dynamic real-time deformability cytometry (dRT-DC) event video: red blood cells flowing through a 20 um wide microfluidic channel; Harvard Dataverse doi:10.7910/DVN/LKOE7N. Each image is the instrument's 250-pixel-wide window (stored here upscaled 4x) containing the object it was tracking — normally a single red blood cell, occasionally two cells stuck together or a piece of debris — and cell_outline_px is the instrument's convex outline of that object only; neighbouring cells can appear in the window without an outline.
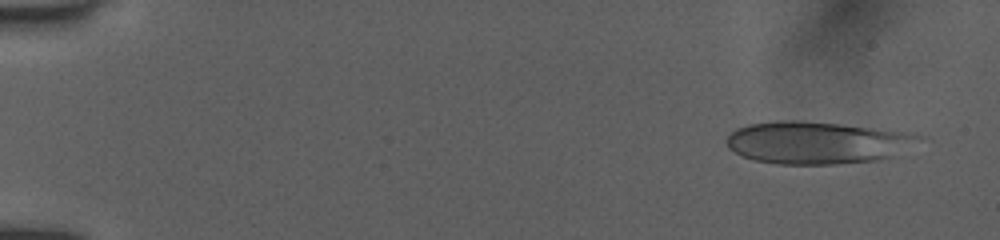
{"species": "human", "species_latin": "Homo sapiens", "temperature_condition": "room temperature", "stored_images_in_passage": 16, "camera_frame_rate_fps": 3000, "um_per_image_px": 0.085, "donor": {"sex": "female"}, "frame": {"image": 1, "passage_image": 1, "time_ms": 0.0, "image_size_px": [1000, 240], "cell_outline_px": [[924, 136], [892, 156], [876, 160], [836, 164], [780, 164], [756, 160], [744, 156], [728, 148], [724, 140], [736, 128], [748, 124], [780, 120], [796, 120], [840, 124], [916, 132]], "centroid_in_image_um": [69.42, 12.1], "position_along_channel_um": 15.6, "area_um2": 47.28}}
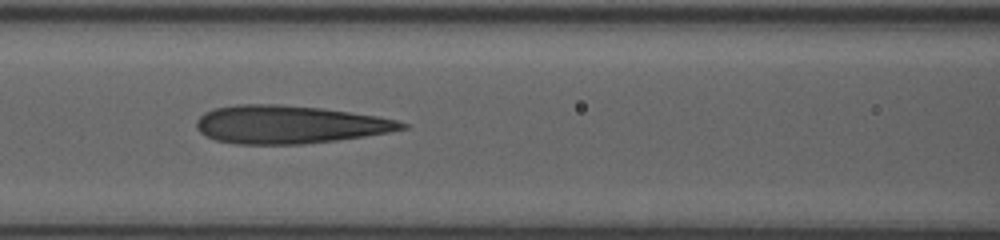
{"frame": {"image": 2, "passage_image": 10, "time_ms": 6.667, "image_size_px": [1000, 240], "cell_outline_px": [[408, 128], [388, 132], [364, 136], [336, 140], [304, 144], [236, 144], [216, 140], [204, 136], [196, 128], [196, 120], [204, 112], [216, 108], [236, 104], [280, 104], [320, 108], [376, 116], [396, 120], [408, 124]], "centroid_in_image_um": [24.54, 10.58], "position_along_channel_um": 142.1, "area_um2": 45.43}}
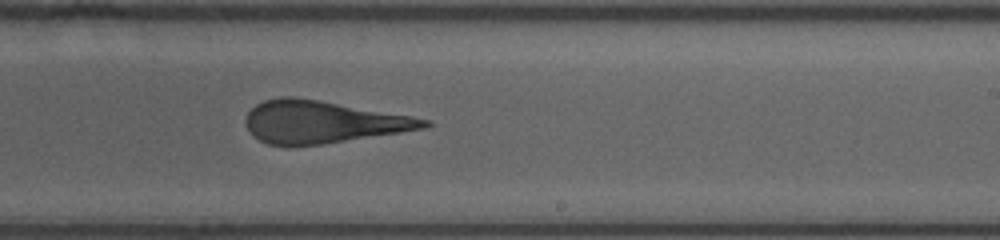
{"frame": {"image": 3, "passage_image": 16, "time_ms": 9.667, "image_size_px": [1000, 240], "cell_outline_px": [[432, 124], [424, 128], [400, 132], [320, 144], [288, 148], [284, 148], [268, 144], [260, 140], [248, 128], [244, 120], [248, 112], [256, 104], [264, 100], [280, 96], [292, 96], [412, 116], [428, 120]], "centroid_in_image_um": [27.34, 10.38], "position_along_channel_um": 261.7, "area_um2": 43.7}}